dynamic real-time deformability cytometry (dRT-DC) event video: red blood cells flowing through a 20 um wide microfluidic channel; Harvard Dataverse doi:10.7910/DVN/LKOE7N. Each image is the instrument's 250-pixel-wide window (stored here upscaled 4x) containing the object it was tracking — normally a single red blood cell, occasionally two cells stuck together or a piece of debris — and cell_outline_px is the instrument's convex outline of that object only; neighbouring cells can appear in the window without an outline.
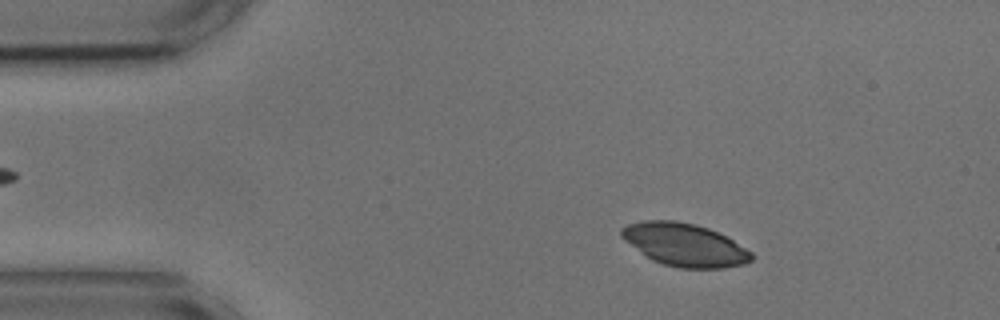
{"species": "common noctule bat (a hibernating species)", "species_latin": "Nyctalus noctula", "temperature_condition": "cold", "stored_images_in_passage": 55, "camera_frame_rate_fps": 3000, "um_per_image_px": 0.085, "animal": {"sex": "male", "body_mass_g": 17.9, "forearm_length_mm": 54.2}, "frame": {"image": 1, "passage_image": 8, "time_ms": 2.333, "image_size_px": [1000, 320], "cell_outline_px": [[752, 260], [744, 264], [724, 268], [680, 268], [664, 264], [652, 260], [624, 240], [620, 236], [620, 228], [628, 224], [644, 220], [676, 220], [696, 224], [708, 228], [732, 240], [752, 252]], "centroid_in_image_um": [58.17, 20.8], "position_along_channel_um": 26.8, "area_um2": 32.31}}
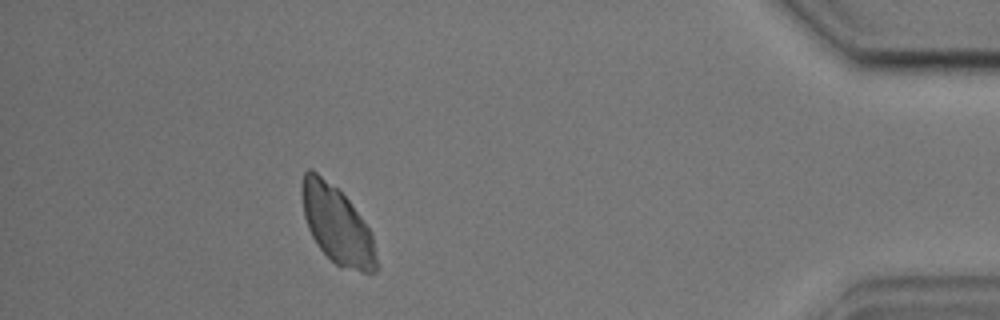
{"frame": {"image": 2, "passage_image": 49, "time_ms": 16.0, "image_size_px": [1000, 320], "cell_outline_px": [[376, 272], [360, 272], [336, 264], [320, 248], [312, 236], [308, 228], [304, 216], [300, 192], [300, 184], [304, 172], [308, 168], [312, 168], [336, 188], [348, 200], [372, 232], [376, 256]], "centroid_in_image_um": [28.61, 19.08], "position_along_channel_um": 406.6, "area_um2": 33.41}}